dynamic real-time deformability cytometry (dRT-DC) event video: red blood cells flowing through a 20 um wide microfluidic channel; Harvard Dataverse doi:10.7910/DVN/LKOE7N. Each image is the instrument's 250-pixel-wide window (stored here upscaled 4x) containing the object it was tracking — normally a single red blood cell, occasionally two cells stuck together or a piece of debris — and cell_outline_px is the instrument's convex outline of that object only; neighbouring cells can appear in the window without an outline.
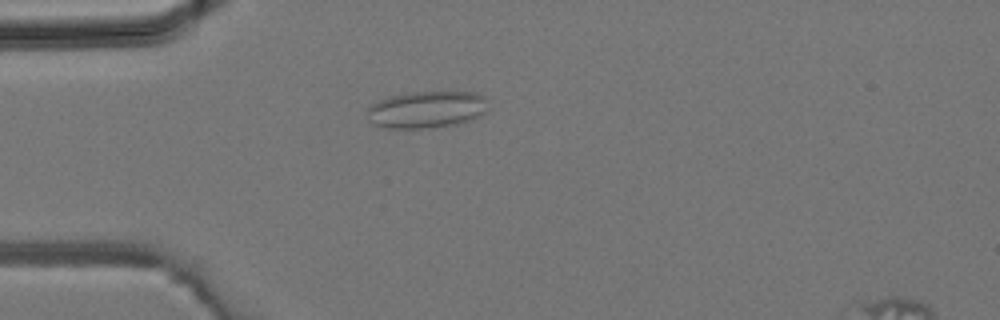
{"species": "common noctule bat (a hibernating species)", "species_latin": "Nyctalus noctula", "temperature_condition": "room temperature", "stored_images_in_passage": 3, "camera_frame_rate_fps": 3000, "um_per_image_px": 0.085, "animal": {"sex": "male", "body_mass_g": 19.2, "forearm_length_mm": 51.8}, "frame": {"image": 1, "passage_image": 3, "time_ms": 0.667, "image_size_px": [1000, 320], "cell_outline_px": [[484, 112], [468, 120], [456, 124], [428, 128], [388, 128], [372, 124], [368, 120], [368, 108], [372, 104], [380, 100], [392, 96], [416, 92], [476, 92], [484, 96]], "centroid_in_image_um": [36.2, 9.32], "position_along_channel_um": 48.8, "area_um2": 25.49}}